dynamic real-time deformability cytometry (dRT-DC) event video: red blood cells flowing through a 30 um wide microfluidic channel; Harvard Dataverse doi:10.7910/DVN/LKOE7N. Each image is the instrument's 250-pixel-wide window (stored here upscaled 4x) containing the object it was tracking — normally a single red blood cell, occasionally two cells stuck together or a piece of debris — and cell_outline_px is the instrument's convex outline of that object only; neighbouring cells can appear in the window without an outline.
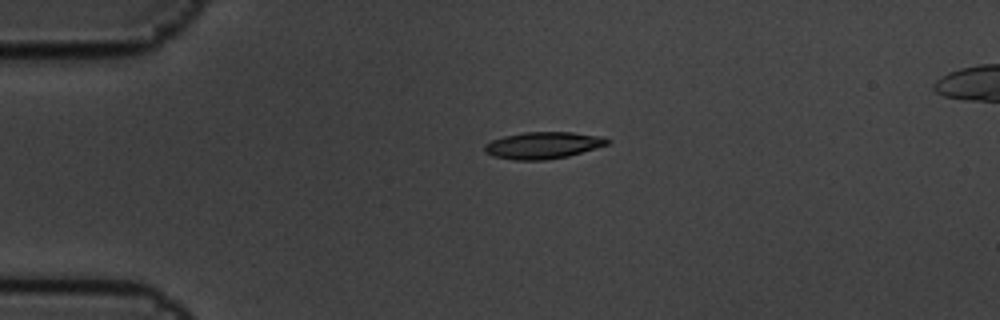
{"species": "common noctule bat (a hibernating species)", "species_latin": "Nyctalus noctula", "temperature_condition": "cold", "stored_images_in_passage": 3, "camera_frame_rate_fps": 3000, "um_per_image_px": 0.085, "animal": {"sex": "male", "body_mass_g": 19.5, "forearm_length_mm": 54.6}, "frame": {"image": 1, "passage_image": 2, "time_ms": 0.333, "image_size_px": [1000, 320], "cell_outline_px": [[612, 140], [608, 144], [596, 148], [568, 156], [544, 160], [516, 160], [492, 156], [484, 152], [484, 144], [492, 140], [504, 136], [524, 132], [572, 132], [604, 136]], "centroid_in_image_um": [46.17, 12.34], "position_along_channel_um": 38.8, "area_um2": 19.31}}